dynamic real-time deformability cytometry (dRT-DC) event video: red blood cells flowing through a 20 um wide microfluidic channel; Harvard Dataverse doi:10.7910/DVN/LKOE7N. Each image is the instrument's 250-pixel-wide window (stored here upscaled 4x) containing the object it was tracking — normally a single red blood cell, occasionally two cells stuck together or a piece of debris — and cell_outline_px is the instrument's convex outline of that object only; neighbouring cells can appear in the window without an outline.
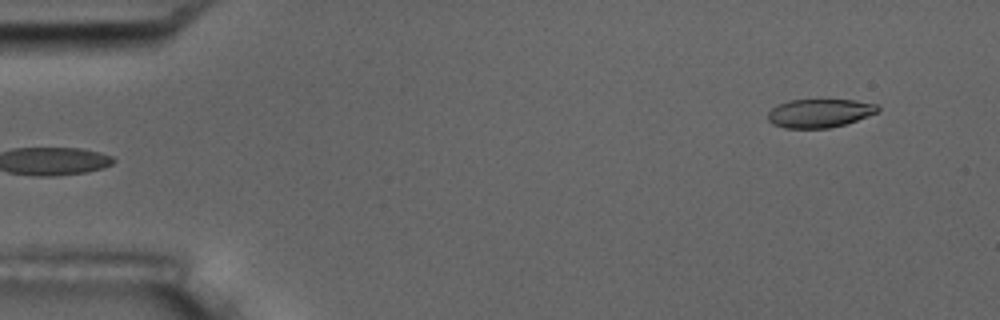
{"species": "common noctule bat (a hibernating species)", "species_latin": "Nyctalus noctula", "temperature_condition": "room temperature", "stored_images_in_passage": 5, "segment_of_instrument_passage": [2, 2], "camera_frame_rate_fps": 3000, "um_per_image_px": 0.085, "animal": {"sex": "male", "body_mass_g": 17.5, "forearm_length_mm": 52.3}, "frame": {"image": 1, "passage_image": 5, "time_ms": 5.333, "image_size_px": [1000, 320], "cell_outline_px": [[880, 112], [844, 124], [828, 128], [784, 128], [772, 124], [768, 120], [768, 112], [772, 108], [788, 100], [856, 100], [876, 104], [880, 108]], "centroid_in_image_um": [69.67, 9.62], "position_along_channel_um": 15.3, "area_um2": 18.26}}